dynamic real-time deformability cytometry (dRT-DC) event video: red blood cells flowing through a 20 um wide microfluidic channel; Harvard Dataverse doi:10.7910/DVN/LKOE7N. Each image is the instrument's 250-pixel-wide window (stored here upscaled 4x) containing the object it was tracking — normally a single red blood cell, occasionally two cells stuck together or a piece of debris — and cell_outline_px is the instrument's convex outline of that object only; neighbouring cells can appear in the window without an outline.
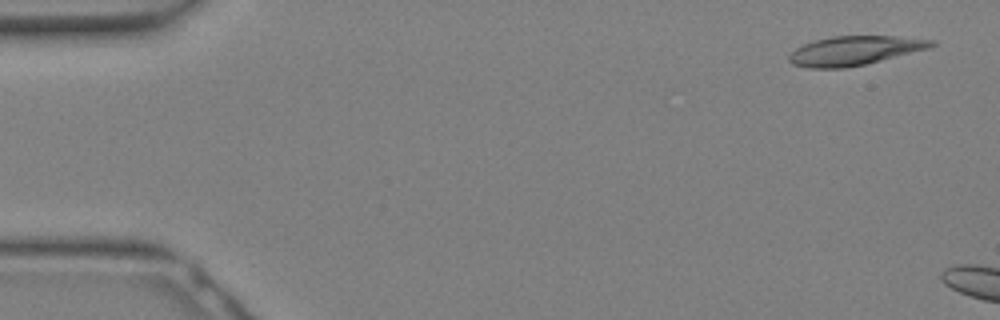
{"species": "Egyptian fruit bat (a non-hibernating species)", "species_latin": "Rousettus aegyptiacus", "temperature_condition": "warm", "stored_images_in_passage": 5, "camera_frame_rate_fps": 3000, "um_per_image_px": 0.085, "animal": {"sex": "female"}, "frame": {"image": 1, "passage_image": 2, "time_ms": 0.333, "image_size_px": [1000, 320], "cell_outline_px": [[936, 44], [928, 48], [864, 64], [844, 68], [808, 68], [792, 64], [788, 60], [788, 56], [796, 48], [804, 44], [816, 40], [832, 36], [892, 36], [936, 40]], "centroid_in_image_um": [72.6, 4.3], "position_along_channel_um": 12.4, "area_um2": 23.81}}